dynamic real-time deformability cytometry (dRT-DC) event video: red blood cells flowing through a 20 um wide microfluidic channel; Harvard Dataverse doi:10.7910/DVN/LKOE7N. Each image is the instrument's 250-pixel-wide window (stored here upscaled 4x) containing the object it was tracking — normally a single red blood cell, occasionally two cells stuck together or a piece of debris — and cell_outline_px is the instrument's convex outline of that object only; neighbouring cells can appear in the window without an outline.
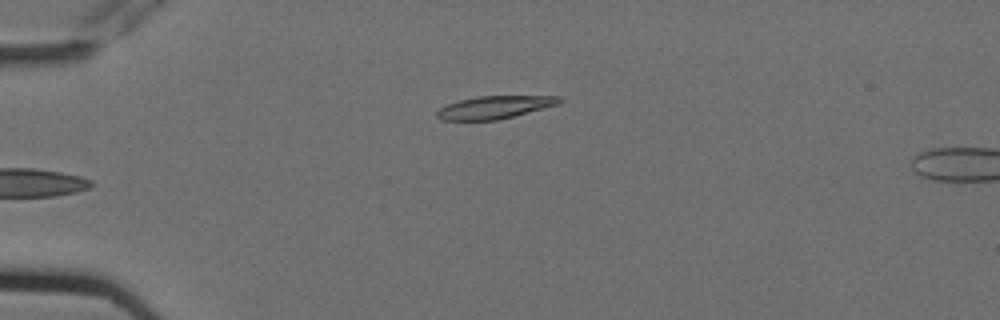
{"species": "Egyptian fruit bat (a non-hibernating species)", "species_latin": "Rousettus aegyptiacus", "temperature_condition": "cold", "stored_images_in_passage": 6, "camera_frame_rate_fps": 3000, "um_per_image_px": 0.085, "animal": {"sex": "female"}, "frame": {"image": 1, "passage_image": 6, "time_ms": 1.667, "image_size_px": [1000, 320], "cell_outline_px": [[564, 100], [556, 104], [512, 116], [496, 120], [440, 120], [436, 116], [436, 112], [440, 108], [448, 104], [460, 100], [476, 96], [560, 96]], "centroid_in_image_um": [41.99, 9.11], "position_along_channel_um": 43.0, "area_um2": 15.9}}